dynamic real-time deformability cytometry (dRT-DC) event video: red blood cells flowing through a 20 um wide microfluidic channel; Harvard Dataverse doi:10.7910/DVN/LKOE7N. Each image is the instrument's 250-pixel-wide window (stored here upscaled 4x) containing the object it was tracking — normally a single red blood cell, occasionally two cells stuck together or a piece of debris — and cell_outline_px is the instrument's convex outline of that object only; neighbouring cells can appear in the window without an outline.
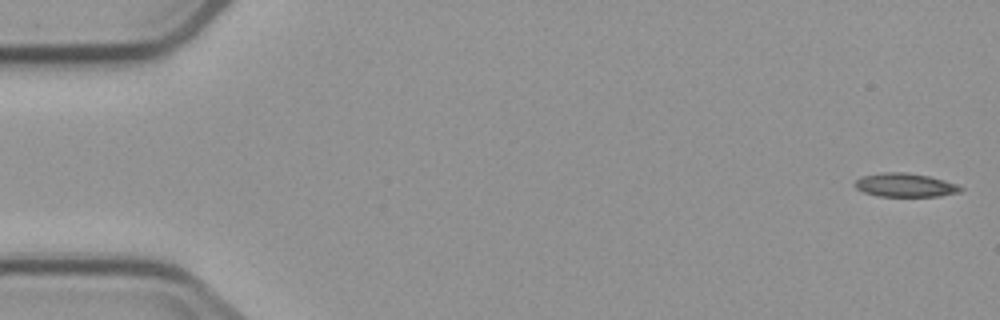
{"species": "common noctule bat (a hibernating species)", "species_latin": "Nyctalus noctula", "temperature_condition": "cold", "stored_images_in_passage": 4, "camera_frame_rate_fps": 3000, "um_per_image_px": 0.085, "animal": {"sex": "male", "body_mass_g": 23.1, "forearm_length_mm": 52.7}, "frame": {"image": 1, "passage_image": 1, "time_ms": 0.0, "image_size_px": [1000, 320], "cell_outline_px": [[964, 188], [960, 192], [940, 196], [876, 196], [864, 192], [856, 188], [852, 184], [860, 176], [884, 172], [908, 172], [928, 176], [944, 180], [956, 184]], "centroid_in_image_um": [76.9, 15.73], "position_along_channel_um": 8.1, "area_um2": 14.68}}